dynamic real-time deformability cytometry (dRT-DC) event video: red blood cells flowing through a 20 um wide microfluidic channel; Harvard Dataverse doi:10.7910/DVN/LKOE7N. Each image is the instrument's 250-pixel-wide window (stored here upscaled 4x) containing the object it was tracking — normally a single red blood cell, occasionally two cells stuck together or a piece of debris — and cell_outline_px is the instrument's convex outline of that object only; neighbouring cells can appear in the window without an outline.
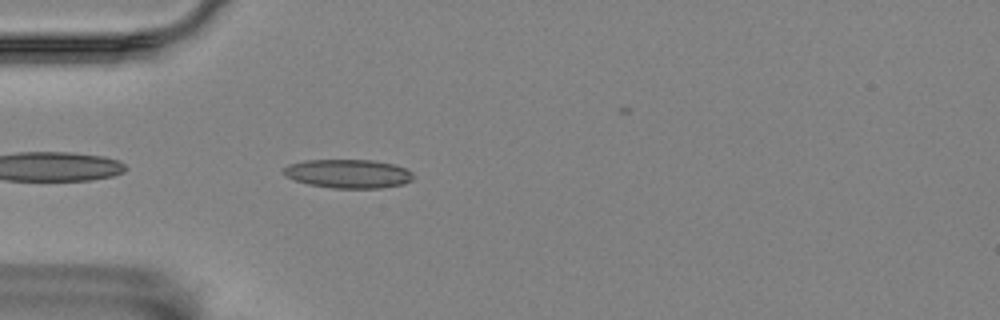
{"species": "Egyptian fruit bat (a non-hibernating species)", "species_latin": "Rousettus aegyptiacus", "temperature_condition": "room temperature", "stored_images_in_passage": 22, "camera_frame_rate_fps": 3000, "um_per_image_px": 0.085, "animal": {"sex": "female"}, "frame": {"image": 1, "passage_image": 3, "time_ms": 0.667, "image_size_px": [1000, 320], "cell_outline_px": [[416, 176], [412, 180], [404, 184], [380, 188], [332, 188], [308, 184], [296, 180], [288, 176], [280, 168], [288, 164], [304, 160], [372, 160], [392, 164], [404, 168], [412, 172]], "centroid_in_image_um": [29.61, 14.76], "position_along_channel_um": 55.4, "area_um2": 21.79}}
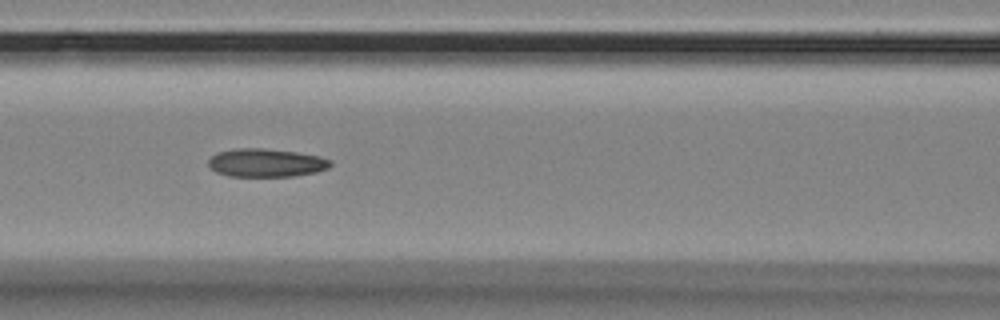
{"frame": {"image": 2, "passage_image": 11, "time_ms": 3.333, "image_size_px": [1000, 320], "cell_outline_px": [[332, 164], [328, 168], [316, 172], [292, 176], [228, 176], [216, 172], [208, 164], [208, 160], [216, 152], [236, 148], [264, 148], [296, 152], [320, 156], [332, 160]], "centroid_in_image_um": [22.62, 13.83], "position_along_channel_um": 144.0, "area_um2": 20.17}}
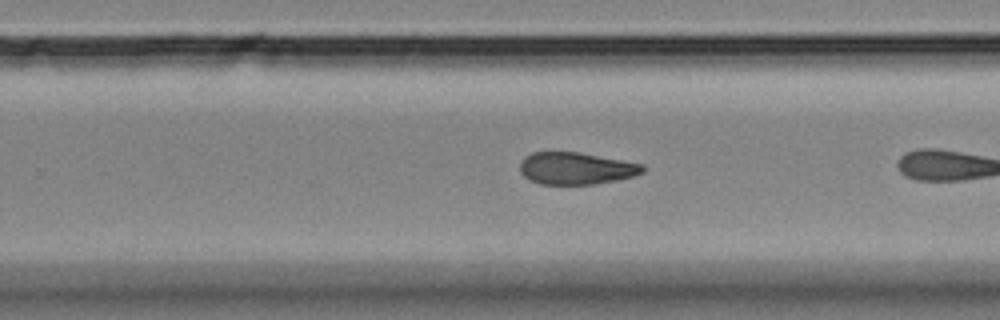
{"frame": {"image": 3, "passage_image": 20, "time_ms": 6.333, "image_size_px": [1000, 320], "cell_outline_px": [[644, 172], [632, 176], [616, 180], [596, 184], [540, 184], [528, 180], [520, 172], [520, 160], [524, 156], [532, 152], [580, 152], [624, 160], [644, 164]], "centroid_in_image_um": [48.94, 14.3], "position_along_channel_um": 280.9, "area_um2": 23.18}}